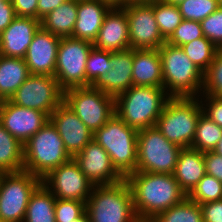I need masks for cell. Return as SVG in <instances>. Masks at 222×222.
Wrapping results in <instances>:
<instances>
[{"label":"cell","instance_id":"6da1fadb","mask_svg":"<svg viewBox=\"0 0 222 222\" xmlns=\"http://www.w3.org/2000/svg\"><path fill=\"white\" fill-rule=\"evenodd\" d=\"M125 180L132 191L133 207L139 222H150L187 197L174 174L136 171Z\"/></svg>","mask_w":222,"mask_h":222},{"label":"cell","instance_id":"7a4b0ae2","mask_svg":"<svg viewBox=\"0 0 222 222\" xmlns=\"http://www.w3.org/2000/svg\"><path fill=\"white\" fill-rule=\"evenodd\" d=\"M164 88L132 86L115 98V114L136 130L156 125L165 104Z\"/></svg>","mask_w":222,"mask_h":222},{"label":"cell","instance_id":"3957f363","mask_svg":"<svg viewBox=\"0 0 222 222\" xmlns=\"http://www.w3.org/2000/svg\"><path fill=\"white\" fill-rule=\"evenodd\" d=\"M71 158L50 120L23 145V170L41 180Z\"/></svg>","mask_w":222,"mask_h":222},{"label":"cell","instance_id":"277c9868","mask_svg":"<svg viewBox=\"0 0 222 222\" xmlns=\"http://www.w3.org/2000/svg\"><path fill=\"white\" fill-rule=\"evenodd\" d=\"M93 139L106 150L113 166L124 178L136 172L138 130L114 114L93 134Z\"/></svg>","mask_w":222,"mask_h":222},{"label":"cell","instance_id":"5b68a950","mask_svg":"<svg viewBox=\"0 0 222 222\" xmlns=\"http://www.w3.org/2000/svg\"><path fill=\"white\" fill-rule=\"evenodd\" d=\"M90 222H139L133 207L132 191L124 179L113 185H100L86 202Z\"/></svg>","mask_w":222,"mask_h":222},{"label":"cell","instance_id":"8992f818","mask_svg":"<svg viewBox=\"0 0 222 222\" xmlns=\"http://www.w3.org/2000/svg\"><path fill=\"white\" fill-rule=\"evenodd\" d=\"M193 97H170L155 127L170 142L188 148L192 146L197 122L203 113Z\"/></svg>","mask_w":222,"mask_h":222},{"label":"cell","instance_id":"52a82bcc","mask_svg":"<svg viewBox=\"0 0 222 222\" xmlns=\"http://www.w3.org/2000/svg\"><path fill=\"white\" fill-rule=\"evenodd\" d=\"M158 51L162 65L163 88L168 85L171 88L169 97H193L204 83V73L180 46L165 42Z\"/></svg>","mask_w":222,"mask_h":222},{"label":"cell","instance_id":"ba28073f","mask_svg":"<svg viewBox=\"0 0 222 222\" xmlns=\"http://www.w3.org/2000/svg\"><path fill=\"white\" fill-rule=\"evenodd\" d=\"M181 149L155 126L138 130L136 171L173 174Z\"/></svg>","mask_w":222,"mask_h":222},{"label":"cell","instance_id":"9c48e42d","mask_svg":"<svg viewBox=\"0 0 222 222\" xmlns=\"http://www.w3.org/2000/svg\"><path fill=\"white\" fill-rule=\"evenodd\" d=\"M63 101L93 134L115 114V98L93 86L66 89Z\"/></svg>","mask_w":222,"mask_h":222},{"label":"cell","instance_id":"30bf717a","mask_svg":"<svg viewBox=\"0 0 222 222\" xmlns=\"http://www.w3.org/2000/svg\"><path fill=\"white\" fill-rule=\"evenodd\" d=\"M42 183L28 171L0 174V220L23 222L31 194Z\"/></svg>","mask_w":222,"mask_h":222},{"label":"cell","instance_id":"8fae6325","mask_svg":"<svg viewBox=\"0 0 222 222\" xmlns=\"http://www.w3.org/2000/svg\"><path fill=\"white\" fill-rule=\"evenodd\" d=\"M93 43L87 40L62 37L59 42L54 77L65 91L86 87V63Z\"/></svg>","mask_w":222,"mask_h":222},{"label":"cell","instance_id":"7c38bea8","mask_svg":"<svg viewBox=\"0 0 222 222\" xmlns=\"http://www.w3.org/2000/svg\"><path fill=\"white\" fill-rule=\"evenodd\" d=\"M9 101L50 116L63 102V90L54 76L30 74Z\"/></svg>","mask_w":222,"mask_h":222},{"label":"cell","instance_id":"4fadbf2b","mask_svg":"<svg viewBox=\"0 0 222 222\" xmlns=\"http://www.w3.org/2000/svg\"><path fill=\"white\" fill-rule=\"evenodd\" d=\"M128 20L131 49H159L162 37L154 15V0L129 2L123 6Z\"/></svg>","mask_w":222,"mask_h":222},{"label":"cell","instance_id":"5bb4252c","mask_svg":"<svg viewBox=\"0 0 222 222\" xmlns=\"http://www.w3.org/2000/svg\"><path fill=\"white\" fill-rule=\"evenodd\" d=\"M52 183L51 193H55L57 199H70L87 202L94 184L80 170L77 162L71 158L59 167L52 170L42 179V182ZM90 193V194H88ZM89 195V196H87Z\"/></svg>","mask_w":222,"mask_h":222},{"label":"cell","instance_id":"9a60e30c","mask_svg":"<svg viewBox=\"0 0 222 222\" xmlns=\"http://www.w3.org/2000/svg\"><path fill=\"white\" fill-rule=\"evenodd\" d=\"M49 116L41 111L0 101V124L24 145L47 122Z\"/></svg>","mask_w":222,"mask_h":222},{"label":"cell","instance_id":"2e32d148","mask_svg":"<svg viewBox=\"0 0 222 222\" xmlns=\"http://www.w3.org/2000/svg\"><path fill=\"white\" fill-rule=\"evenodd\" d=\"M73 159L96 186L113 185L125 178L115 169L106 150L92 139Z\"/></svg>","mask_w":222,"mask_h":222},{"label":"cell","instance_id":"e0dca14e","mask_svg":"<svg viewBox=\"0 0 222 222\" xmlns=\"http://www.w3.org/2000/svg\"><path fill=\"white\" fill-rule=\"evenodd\" d=\"M49 120L72 158L93 139V133L64 101L52 112Z\"/></svg>","mask_w":222,"mask_h":222},{"label":"cell","instance_id":"ac0fdd59","mask_svg":"<svg viewBox=\"0 0 222 222\" xmlns=\"http://www.w3.org/2000/svg\"><path fill=\"white\" fill-rule=\"evenodd\" d=\"M60 39L42 27L37 30L24 58L30 74L54 76Z\"/></svg>","mask_w":222,"mask_h":222},{"label":"cell","instance_id":"d6986e66","mask_svg":"<svg viewBox=\"0 0 222 222\" xmlns=\"http://www.w3.org/2000/svg\"><path fill=\"white\" fill-rule=\"evenodd\" d=\"M133 59L134 49L110 51V65H112V68L92 86L114 98L129 90L133 86Z\"/></svg>","mask_w":222,"mask_h":222},{"label":"cell","instance_id":"ffe728a7","mask_svg":"<svg viewBox=\"0 0 222 222\" xmlns=\"http://www.w3.org/2000/svg\"><path fill=\"white\" fill-rule=\"evenodd\" d=\"M40 27L38 19L16 16L0 34V55L24 59L28 47Z\"/></svg>","mask_w":222,"mask_h":222},{"label":"cell","instance_id":"44dd1931","mask_svg":"<svg viewBox=\"0 0 222 222\" xmlns=\"http://www.w3.org/2000/svg\"><path fill=\"white\" fill-rule=\"evenodd\" d=\"M93 46L97 49L111 52L131 48L128 20L123 7H111L109 9L103 19L97 39L93 42Z\"/></svg>","mask_w":222,"mask_h":222},{"label":"cell","instance_id":"7402d4cb","mask_svg":"<svg viewBox=\"0 0 222 222\" xmlns=\"http://www.w3.org/2000/svg\"><path fill=\"white\" fill-rule=\"evenodd\" d=\"M111 6L100 0L77 1V20L72 38L94 42L97 39L103 19Z\"/></svg>","mask_w":222,"mask_h":222},{"label":"cell","instance_id":"603a6c76","mask_svg":"<svg viewBox=\"0 0 222 222\" xmlns=\"http://www.w3.org/2000/svg\"><path fill=\"white\" fill-rule=\"evenodd\" d=\"M133 86L163 88L161 58L158 49H134Z\"/></svg>","mask_w":222,"mask_h":222},{"label":"cell","instance_id":"cb8c5ba5","mask_svg":"<svg viewBox=\"0 0 222 222\" xmlns=\"http://www.w3.org/2000/svg\"><path fill=\"white\" fill-rule=\"evenodd\" d=\"M173 174L180 188L188 195L206 174L204 153L191 147L182 148Z\"/></svg>","mask_w":222,"mask_h":222},{"label":"cell","instance_id":"d4e9b609","mask_svg":"<svg viewBox=\"0 0 222 222\" xmlns=\"http://www.w3.org/2000/svg\"><path fill=\"white\" fill-rule=\"evenodd\" d=\"M29 75L24 59L0 55V101L9 100Z\"/></svg>","mask_w":222,"mask_h":222},{"label":"cell","instance_id":"484cf974","mask_svg":"<svg viewBox=\"0 0 222 222\" xmlns=\"http://www.w3.org/2000/svg\"><path fill=\"white\" fill-rule=\"evenodd\" d=\"M77 20V0H67L40 20L44 30L59 37H72Z\"/></svg>","mask_w":222,"mask_h":222},{"label":"cell","instance_id":"4316f807","mask_svg":"<svg viewBox=\"0 0 222 222\" xmlns=\"http://www.w3.org/2000/svg\"><path fill=\"white\" fill-rule=\"evenodd\" d=\"M47 182H42L31 194L23 222H56V197Z\"/></svg>","mask_w":222,"mask_h":222},{"label":"cell","instance_id":"83f0119b","mask_svg":"<svg viewBox=\"0 0 222 222\" xmlns=\"http://www.w3.org/2000/svg\"><path fill=\"white\" fill-rule=\"evenodd\" d=\"M23 145L0 124V173L23 170Z\"/></svg>","mask_w":222,"mask_h":222},{"label":"cell","instance_id":"f1b7e54d","mask_svg":"<svg viewBox=\"0 0 222 222\" xmlns=\"http://www.w3.org/2000/svg\"><path fill=\"white\" fill-rule=\"evenodd\" d=\"M222 137V127L203 113L200 115L191 148L203 153L214 151Z\"/></svg>","mask_w":222,"mask_h":222},{"label":"cell","instance_id":"f546056e","mask_svg":"<svg viewBox=\"0 0 222 222\" xmlns=\"http://www.w3.org/2000/svg\"><path fill=\"white\" fill-rule=\"evenodd\" d=\"M150 222H203L200 205L186 197L181 203L159 213Z\"/></svg>","mask_w":222,"mask_h":222},{"label":"cell","instance_id":"4dcf8cb0","mask_svg":"<svg viewBox=\"0 0 222 222\" xmlns=\"http://www.w3.org/2000/svg\"><path fill=\"white\" fill-rule=\"evenodd\" d=\"M188 58L205 73L211 65L216 52L219 50L205 36L194 39L191 42L181 46Z\"/></svg>","mask_w":222,"mask_h":222},{"label":"cell","instance_id":"1f68e13d","mask_svg":"<svg viewBox=\"0 0 222 222\" xmlns=\"http://www.w3.org/2000/svg\"><path fill=\"white\" fill-rule=\"evenodd\" d=\"M154 15L160 33L166 41L183 20L179 7L163 0H154Z\"/></svg>","mask_w":222,"mask_h":222},{"label":"cell","instance_id":"d6a6232c","mask_svg":"<svg viewBox=\"0 0 222 222\" xmlns=\"http://www.w3.org/2000/svg\"><path fill=\"white\" fill-rule=\"evenodd\" d=\"M187 197L199 205L220 200L222 199V182L205 174Z\"/></svg>","mask_w":222,"mask_h":222},{"label":"cell","instance_id":"836d02e7","mask_svg":"<svg viewBox=\"0 0 222 222\" xmlns=\"http://www.w3.org/2000/svg\"><path fill=\"white\" fill-rule=\"evenodd\" d=\"M111 68L110 51L97 49L93 46L86 63V87L92 86Z\"/></svg>","mask_w":222,"mask_h":222},{"label":"cell","instance_id":"e575fe53","mask_svg":"<svg viewBox=\"0 0 222 222\" xmlns=\"http://www.w3.org/2000/svg\"><path fill=\"white\" fill-rule=\"evenodd\" d=\"M178 7L184 20L201 22L219 6L217 0H185Z\"/></svg>","mask_w":222,"mask_h":222},{"label":"cell","instance_id":"d590c367","mask_svg":"<svg viewBox=\"0 0 222 222\" xmlns=\"http://www.w3.org/2000/svg\"><path fill=\"white\" fill-rule=\"evenodd\" d=\"M203 88L206 94L222 99V51L218 50L204 73Z\"/></svg>","mask_w":222,"mask_h":222},{"label":"cell","instance_id":"8d00e7d4","mask_svg":"<svg viewBox=\"0 0 222 222\" xmlns=\"http://www.w3.org/2000/svg\"><path fill=\"white\" fill-rule=\"evenodd\" d=\"M201 37H204L201 23L199 21L183 19L166 42L181 47L182 45Z\"/></svg>","mask_w":222,"mask_h":222},{"label":"cell","instance_id":"74e56055","mask_svg":"<svg viewBox=\"0 0 222 222\" xmlns=\"http://www.w3.org/2000/svg\"><path fill=\"white\" fill-rule=\"evenodd\" d=\"M86 211V202L57 199L55 202L56 222H71L79 218Z\"/></svg>","mask_w":222,"mask_h":222},{"label":"cell","instance_id":"f35d334b","mask_svg":"<svg viewBox=\"0 0 222 222\" xmlns=\"http://www.w3.org/2000/svg\"><path fill=\"white\" fill-rule=\"evenodd\" d=\"M200 23L203 35L220 49L222 47V8L218 7Z\"/></svg>","mask_w":222,"mask_h":222},{"label":"cell","instance_id":"ab89813d","mask_svg":"<svg viewBox=\"0 0 222 222\" xmlns=\"http://www.w3.org/2000/svg\"><path fill=\"white\" fill-rule=\"evenodd\" d=\"M206 174L222 182V156L214 151L204 153Z\"/></svg>","mask_w":222,"mask_h":222},{"label":"cell","instance_id":"60d3db41","mask_svg":"<svg viewBox=\"0 0 222 222\" xmlns=\"http://www.w3.org/2000/svg\"><path fill=\"white\" fill-rule=\"evenodd\" d=\"M203 222H222V199L200 204Z\"/></svg>","mask_w":222,"mask_h":222},{"label":"cell","instance_id":"b9f144b4","mask_svg":"<svg viewBox=\"0 0 222 222\" xmlns=\"http://www.w3.org/2000/svg\"><path fill=\"white\" fill-rule=\"evenodd\" d=\"M37 3L38 0H12L16 16L35 19H37Z\"/></svg>","mask_w":222,"mask_h":222},{"label":"cell","instance_id":"7bdbcfd3","mask_svg":"<svg viewBox=\"0 0 222 222\" xmlns=\"http://www.w3.org/2000/svg\"><path fill=\"white\" fill-rule=\"evenodd\" d=\"M207 96L208 100H210V106L209 109H207L208 113L203 109V114L215 122L218 126L222 127V99L210 95Z\"/></svg>","mask_w":222,"mask_h":222},{"label":"cell","instance_id":"ee69618b","mask_svg":"<svg viewBox=\"0 0 222 222\" xmlns=\"http://www.w3.org/2000/svg\"><path fill=\"white\" fill-rule=\"evenodd\" d=\"M15 17L12 2L0 0V34L12 23Z\"/></svg>","mask_w":222,"mask_h":222},{"label":"cell","instance_id":"f6af8a7d","mask_svg":"<svg viewBox=\"0 0 222 222\" xmlns=\"http://www.w3.org/2000/svg\"><path fill=\"white\" fill-rule=\"evenodd\" d=\"M67 0H38L37 3V19L41 20L51 11L56 9L62 3H65Z\"/></svg>","mask_w":222,"mask_h":222},{"label":"cell","instance_id":"bcb514c9","mask_svg":"<svg viewBox=\"0 0 222 222\" xmlns=\"http://www.w3.org/2000/svg\"><path fill=\"white\" fill-rule=\"evenodd\" d=\"M106 2L111 7H123L128 4V0H100Z\"/></svg>","mask_w":222,"mask_h":222},{"label":"cell","instance_id":"7dc6e473","mask_svg":"<svg viewBox=\"0 0 222 222\" xmlns=\"http://www.w3.org/2000/svg\"><path fill=\"white\" fill-rule=\"evenodd\" d=\"M71 222H90V220H89V217L85 211L79 218H77Z\"/></svg>","mask_w":222,"mask_h":222},{"label":"cell","instance_id":"c3c4849f","mask_svg":"<svg viewBox=\"0 0 222 222\" xmlns=\"http://www.w3.org/2000/svg\"><path fill=\"white\" fill-rule=\"evenodd\" d=\"M214 152H216L218 155L222 156V137L218 142L217 147L215 148Z\"/></svg>","mask_w":222,"mask_h":222},{"label":"cell","instance_id":"681fc988","mask_svg":"<svg viewBox=\"0 0 222 222\" xmlns=\"http://www.w3.org/2000/svg\"><path fill=\"white\" fill-rule=\"evenodd\" d=\"M163 1L168 4H173L175 6H178L179 4H181L185 0H163Z\"/></svg>","mask_w":222,"mask_h":222},{"label":"cell","instance_id":"f907efd6","mask_svg":"<svg viewBox=\"0 0 222 222\" xmlns=\"http://www.w3.org/2000/svg\"><path fill=\"white\" fill-rule=\"evenodd\" d=\"M143 1H152V0H128L129 2H143Z\"/></svg>","mask_w":222,"mask_h":222},{"label":"cell","instance_id":"816d5d0a","mask_svg":"<svg viewBox=\"0 0 222 222\" xmlns=\"http://www.w3.org/2000/svg\"><path fill=\"white\" fill-rule=\"evenodd\" d=\"M218 6L222 8V0H217Z\"/></svg>","mask_w":222,"mask_h":222},{"label":"cell","instance_id":"f5cc1de1","mask_svg":"<svg viewBox=\"0 0 222 222\" xmlns=\"http://www.w3.org/2000/svg\"><path fill=\"white\" fill-rule=\"evenodd\" d=\"M1 1H5V2H12V0H1Z\"/></svg>","mask_w":222,"mask_h":222}]
</instances>
